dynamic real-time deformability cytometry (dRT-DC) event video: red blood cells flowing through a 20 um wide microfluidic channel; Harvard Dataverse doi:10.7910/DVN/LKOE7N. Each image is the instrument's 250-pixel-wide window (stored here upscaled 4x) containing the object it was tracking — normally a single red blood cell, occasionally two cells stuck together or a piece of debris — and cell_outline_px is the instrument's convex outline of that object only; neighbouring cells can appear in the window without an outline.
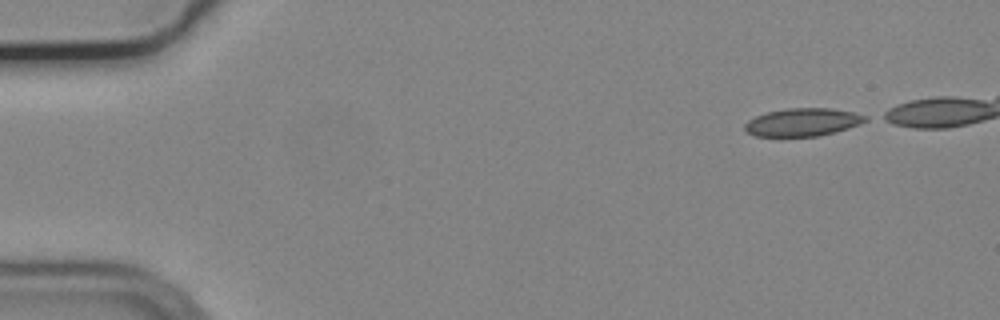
{"species": "common noctule bat (a hibernating species)", "species_latin": "Nyctalus noctula", "temperature_condition": "cold", "stored_images_in_passage": 41, "camera_frame_rate_fps": 3000, "um_per_image_px": 0.085, "animal": {"sex": "male", "body_mass_g": 19.2, "forearm_length_mm": 51.8}, "frame": {"image": 1, "passage_image": 1, "time_ms": 0.0, "image_size_px": [1000, 320], "cell_outline_px": [[868, 120], [860, 124], [836, 132], [820, 136], [780, 140], [756, 136], [748, 132], [744, 128], [744, 124], [748, 120], [756, 116], [768, 112], [788, 108], [832, 108], [852, 112], [868, 116]], "centroid_in_image_um": [68.19, 10.44], "position_along_channel_um": 16.8, "area_um2": 20.52}}
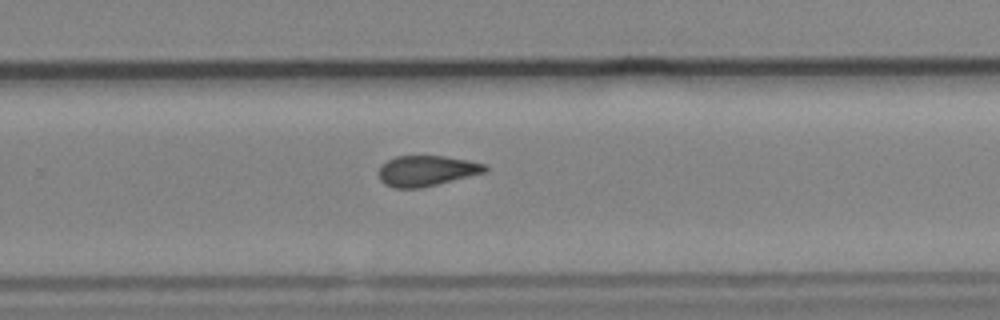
{"frame": {"image": 2, "passage_image": 32, "time_ms": 10.333, "image_size_px": [1000, 320], "cell_outline_px": [[488, 172], [420, 188], [392, 188], [384, 184], [380, 180], [380, 168], [388, 160], [396, 156], [444, 156], [468, 160], [488, 164]], "centroid_in_image_um": [36.31, 14.52], "position_along_channel_um": 293.5, "area_um2": 18.96}}
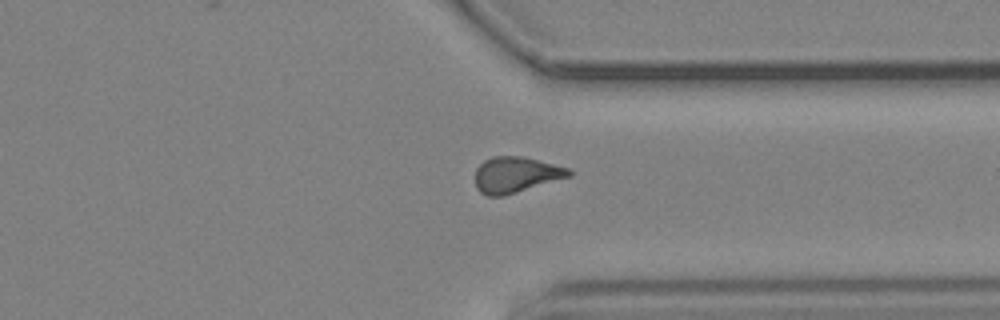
{"frame": {"image": 3, "passage_image": 38, "time_ms": 12.333, "image_size_px": [1000, 320], "cell_outline_px": [[572, 176], [504, 196], [488, 196], [480, 192], [476, 188], [476, 168], [484, 160], [492, 156], [520, 156], [568, 168], [572, 172]], "centroid_in_image_um": [43.83, 14.86], "position_along_channel_um": 367.6, "area_um2": 19.48}}